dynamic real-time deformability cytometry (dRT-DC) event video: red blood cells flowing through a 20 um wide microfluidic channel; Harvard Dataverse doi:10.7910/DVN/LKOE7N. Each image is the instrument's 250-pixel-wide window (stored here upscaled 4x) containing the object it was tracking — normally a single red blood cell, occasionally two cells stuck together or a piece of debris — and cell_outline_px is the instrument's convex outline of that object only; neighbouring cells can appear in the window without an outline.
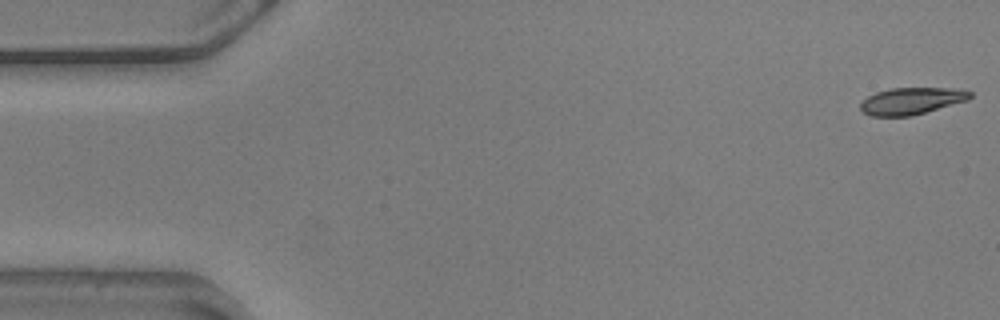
{"species": "common noctule bat (a hibernating species)", "species_latin": "Nyctalus noctula", "temperature_condition": "warm", "stored_images_in_passage": 14, "camera_frame_rate_fps": 3000, "um_per_image_px": 0.085, "animal": {"sex": "male", "body_mass_g": 20.5, "forearm_length_mm": 52.5}, "frame": {"image": 1, "passage_image": 1, "time_ms": 0.0, "image_size_px": [1000, 320], "cell_outline_px": [[972, 96], [968, 100], [912, 116], [872, 116], [864, 112], [860, 108], [860, 104], [868, 96], [876, 92], [892, 88], [960, 88], [972, 92]], "centroid_in_image_um": [77.51, 8.57], "position_along_channel_um": 7.5, "area_um2": 17.17}}
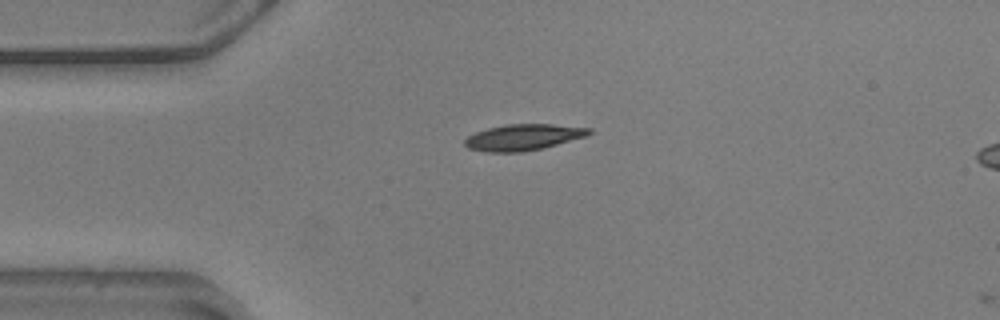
{"frame": {"image": 2, "passage_image": 13, "time_ms": 4.0, "image_size_px": [1000, 320], "cell_outline_px": [[592, 132], [588, 136], [544, 148], [520, 152], [488, 152], [468, 148], [464, 144], [464, 140], [468, 136], [476, 132], [488, 128], [508, 124], [552, 124], [592, 128]], "centroid_in_image_um": [44.52, 11.66], "position_along_channel_um": 40.5, "area_um2": 19.02}}